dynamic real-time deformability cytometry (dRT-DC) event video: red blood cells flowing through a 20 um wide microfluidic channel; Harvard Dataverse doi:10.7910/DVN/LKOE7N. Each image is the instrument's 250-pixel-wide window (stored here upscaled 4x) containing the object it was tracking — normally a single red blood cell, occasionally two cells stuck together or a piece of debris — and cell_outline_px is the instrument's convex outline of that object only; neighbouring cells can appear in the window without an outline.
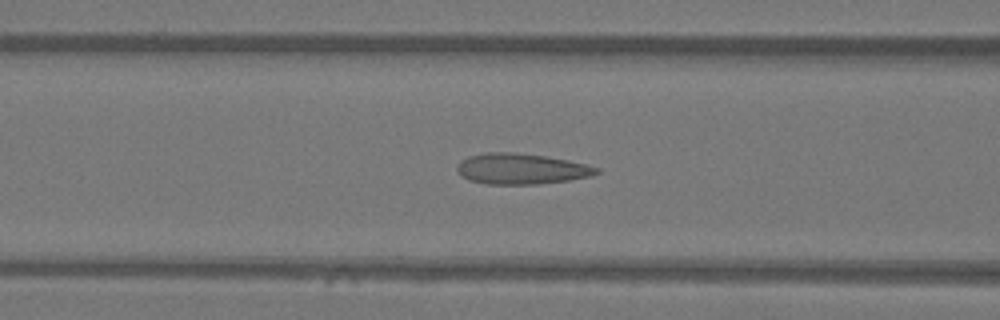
{"species": "Egyptian fruit bat (a non-hibernating species)", "species_latin": "Rousettus aegyptiacus", "temperature_condition": "warm", "stored_images_in_passage": 40, "camera_frame_rate_fps": 3000, "um_per_image_px": 0.085, "animal": {"sex": "female"}, "frame": {"image": 1, "passage_image": 14, "time_ms": 4.333, "image_size_px": [1000, 320], "cell_outline_px": [[600, 172], [592, 176], [568, 180], [536, 184], [488, 184], [468, 180], [456, 168], [460, 160], [468, 156], [488, 152], [516, 152], [544, 156], [568, 160], [588, 164], [600, 168]], "centroid_in_image_um": [44.34, 14.34], "position_along_channel_um": 122.3, "area_um2": 24.97}}
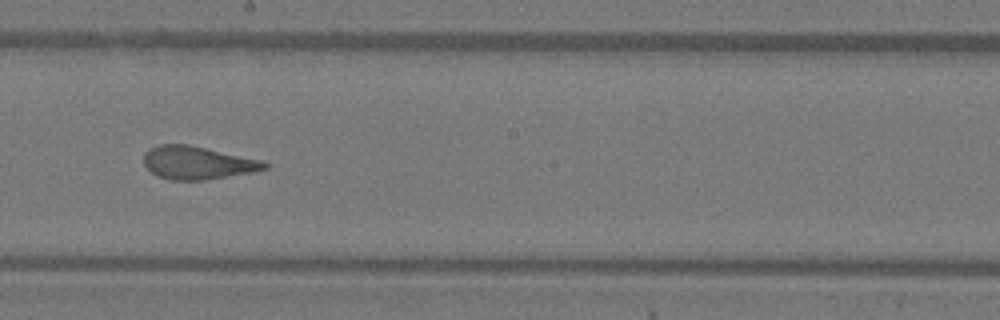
{"frame": {"image": 2, "passage_image": 22, "time_ms": 7.0, "image_size_px": [1000, 320], "cell_outline_px": [[268, 168], [252, 172], [204, 180], [172, 180], [160, 176], [152, 172], [144, 164], [144, 152], [148, 148], [160, 144], [188, 144], [264, 160], [268, 164]], "centroid_in_image_um": [16.8, 13.82], "position_along_channel_um": 231.4, "area_um2": 23.24}}
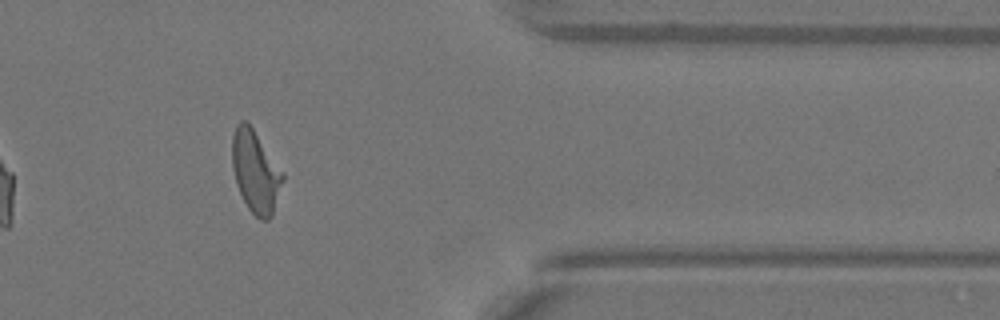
{"frame": {"image": 3, "passage_image": 35, "time_ms": 11.333, "image_size_px": [1000, 320], "cell_outline_px": [[284, 180], [272, 216], [268, 220], [260, 220], [248, 208], [236, 184], [232, 168], [232, 136], [236, 124], [240, 120], [244, 120], [252, 128], [284, 172]], "centroid_in_image_um": [21.72, 14.6], "position_along_channel_um": 389.7, "area_um2": 24.22}, "authors_computed_cell_mechanics": {"area_um2": 23.8136, "velocity_mm_per_s": 4.0962, "shape_relaxation_time_tau1_ms": 6.9434, "shape_relaxation_time_tau2_ms": 1.1429, "deformation_change_tau1": 0.2242, "deformation_change_tau2": 0.0806}}